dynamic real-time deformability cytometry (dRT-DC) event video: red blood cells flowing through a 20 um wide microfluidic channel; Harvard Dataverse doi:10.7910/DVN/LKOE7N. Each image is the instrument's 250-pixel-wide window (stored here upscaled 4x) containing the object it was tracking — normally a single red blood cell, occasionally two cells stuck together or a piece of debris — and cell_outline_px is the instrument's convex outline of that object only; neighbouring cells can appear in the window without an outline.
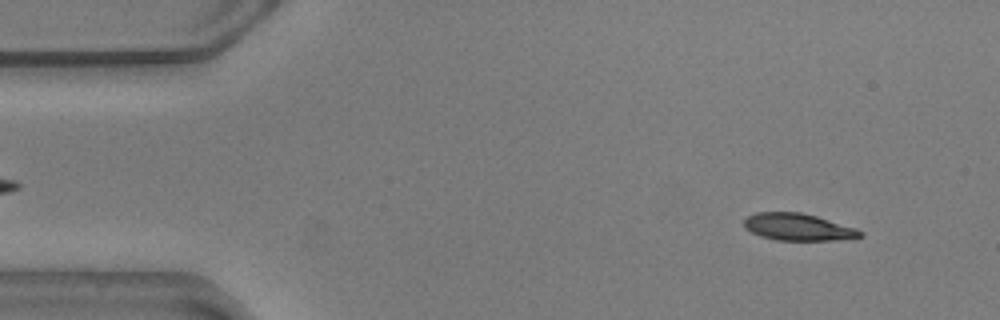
{"species": "common noctule bat (a hibernating species)", "species_latin": "Nyctalus noctula", "temperature_condition": "warm", "stored_images_in_passage": 43, "camera_frame_rate_fps": 3000, "um_per_image_px": 0.085, "animal": {"sex": "male", "body_mass_g": 20.5, "forearm_length_mm": 52.5}, "frame": {"image": 1, "passage_image": 4, "time_ms": 1.0, "image_size_px": [1000, 320], "cell_outline_px": [[864, 236], [836, 240], [776, 240], [760, 236], [744, 228], [744, 220], [748, 216], [756, 212], [800, 212], [816, 216], [856, 228], [864, 232]], "centroid_in_image_um": [67.83, 19.3], "position_along_channel_um": 17.2, "area_um2": 18.26}}
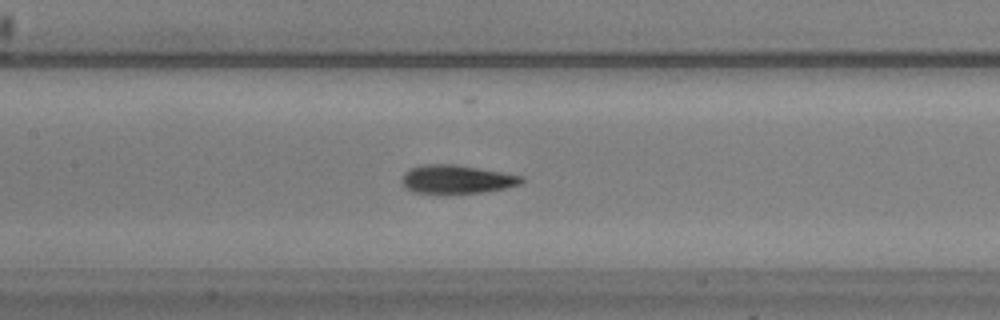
{"frame": {"image": 2, "passage_image": 24, "time_ms": 7.667, "image_size_px": [1000, 320], "cell_outline_px": [[524, 180], [520, 184], [504, 188], [484, 192], [412, 192], [404, 188], [400, 180], [404, 172], [408, 168], [424, 164], [452, 164], [524, 176]], "centroid_in_image_um": [38.75, 15.22], "position_along_channel_um": 168.6, "area_um2": 19.59}}
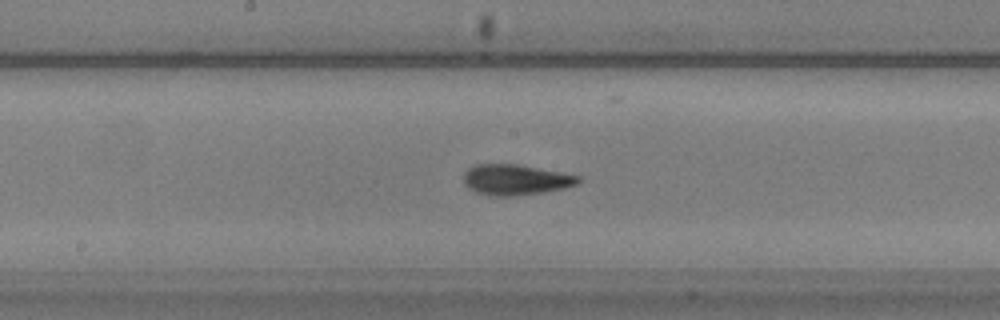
{"frame": {"image": 3, "passage_image": 27, "time_ms": 8.667, "image_size_px": [1000, 320], "cell_outline_px": [[580, 180], [576, 184], [564, 188], [544, 192], [512, 196], [492, 196], [476, 192], [468, 188], [464, 184], [464, 172], [468, 168], [476, 164], [516, 164], [560, 172], [580, 176]], "centroid_in_image_um": [43.79, 15.28], "position_along_channel_um": 204.4, "area_um2": 20.35}, "authors_computed_cell_mechanics": {"area_um2": 19.7098, "velocity_mm_per_s": 3.5889, "shape_relaxation_time_tau1_ms": 4.5792, "shape_relaxation_time_tau2_ms": 1.9914, "deformation_change_tau1": 0.1909, "deformation_change_tau2": 0.0936}}